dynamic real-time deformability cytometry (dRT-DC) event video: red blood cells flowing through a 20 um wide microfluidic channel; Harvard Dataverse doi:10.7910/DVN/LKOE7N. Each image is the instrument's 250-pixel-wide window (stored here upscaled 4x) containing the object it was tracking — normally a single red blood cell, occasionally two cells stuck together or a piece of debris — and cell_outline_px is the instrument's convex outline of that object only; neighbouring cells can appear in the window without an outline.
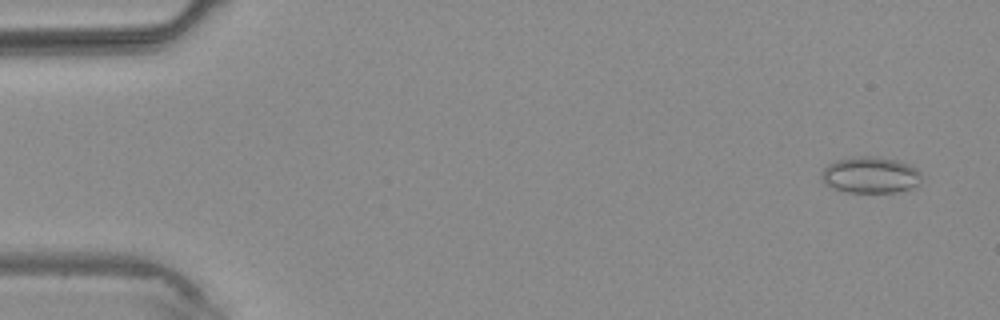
{"species": "common noctule bat (a hibernating species)", "species_latin": "Nyctalus noctula", "temperature_condition": "warm", "stored_images_in_passage": 3, "camera_frame_rate_fps": 3000, "um_per_image_px": 0.085, "animal": {"sex": "male", "body_mass_g": 20.4}, "frame": {"image": 1, "passage_image": 1, "time_ms": 0.0, "image_size_px": [1000, 320], "cell_outline_px": [[920, 180], [912, 188], [896, 192], [848, 192], [824, 184], [820, 180], [820, 172], [828, 164], [836, 160], [864, 156], [876, 156], [896, 160], [908, 164], [916, 168], [920, 172]], "centroid_in_image_um": [73.95, 14.87], "position_along_channel_um": 11.1, "area_um2": 21.1}}